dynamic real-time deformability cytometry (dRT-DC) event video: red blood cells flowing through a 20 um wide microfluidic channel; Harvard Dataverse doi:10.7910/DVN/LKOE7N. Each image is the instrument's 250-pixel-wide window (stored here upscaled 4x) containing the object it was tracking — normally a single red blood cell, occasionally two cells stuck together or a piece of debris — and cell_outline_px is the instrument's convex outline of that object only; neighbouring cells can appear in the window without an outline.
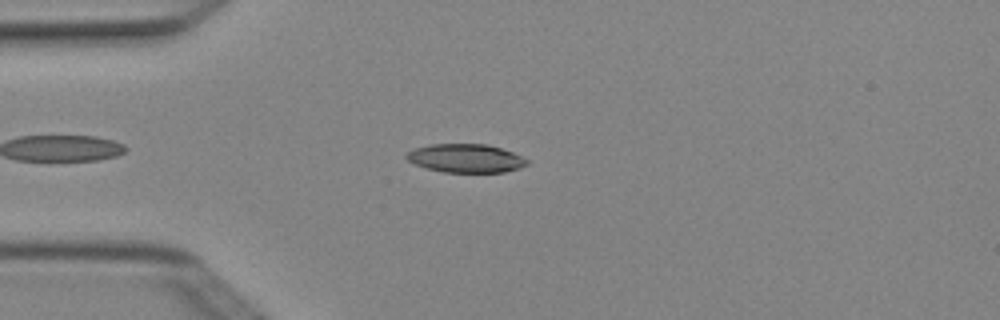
{"species": "Egyptian fruit bat (a non-hibernating species)", "species_latin": "Rousettus aegyptiacus", "temperature_condition": "cold", "stored_images_in_passage": 4, "camera_frame_rate_fps": 3000, "um_per_image_px": 0.085, "animal": {"sex": "female"}, "frame": {"image": 1, "passage_image": 4, "time_ms": 1.0, "image_size_px": [1000, 320], "cell_outline_px": [[528, 164], [520, 168], [504, 172], [444, 172], [428, 168], [416, 164], [408, 160], [404, 156], [412, 148], [432, 144], [488, 144], [512, 152], [528, 160]], "centroid_in_image_um": [39.58, 13.44], "position_along_channel_um": 45.4, "area_um2": 19.94}}